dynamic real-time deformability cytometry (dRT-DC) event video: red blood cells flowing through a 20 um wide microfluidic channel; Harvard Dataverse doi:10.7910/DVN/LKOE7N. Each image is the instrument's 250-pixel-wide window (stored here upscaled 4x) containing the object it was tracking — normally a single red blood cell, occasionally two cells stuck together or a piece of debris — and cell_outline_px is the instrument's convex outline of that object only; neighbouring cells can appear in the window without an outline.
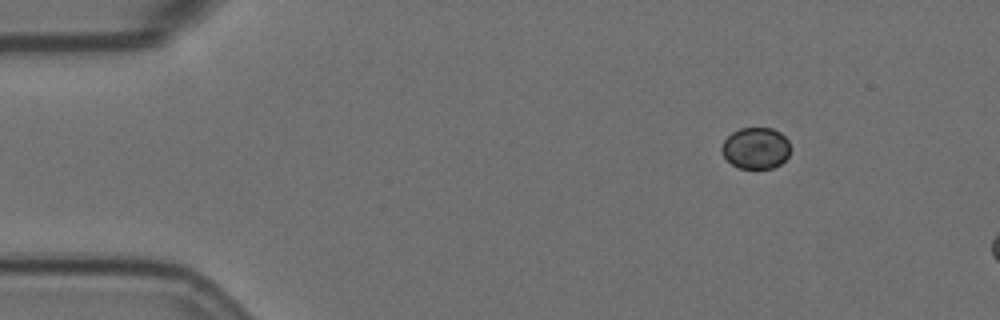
{"species": "Egyptian fruit bat (a non-hibernating species)", "species_latin": "Rousettus aegyptiacus", "temperature_condition": "room temperature", "stored_images_in_passage": 3, "camera_frame_rate_fps": 3000, "um_per_image_px": 0.085, "animal": {"sex": "female"}, "frame": {"image": 1, "passage_image": 1, "time_ms": 0.0, "image_size_px": [1000, 320], "cell_outline_px": [[788, 156], [780, 164], [772, 168], [740, 168], [732, 164], [724, 156], [720, 148], [724, 140], [732, 132], [740, 128], [772, 128], [780, 132], [788, 140]], "centroid_in_image_um": [64.22, 12.58], "position_along_channel_um": 20.8, "area_um2": 16.42}}